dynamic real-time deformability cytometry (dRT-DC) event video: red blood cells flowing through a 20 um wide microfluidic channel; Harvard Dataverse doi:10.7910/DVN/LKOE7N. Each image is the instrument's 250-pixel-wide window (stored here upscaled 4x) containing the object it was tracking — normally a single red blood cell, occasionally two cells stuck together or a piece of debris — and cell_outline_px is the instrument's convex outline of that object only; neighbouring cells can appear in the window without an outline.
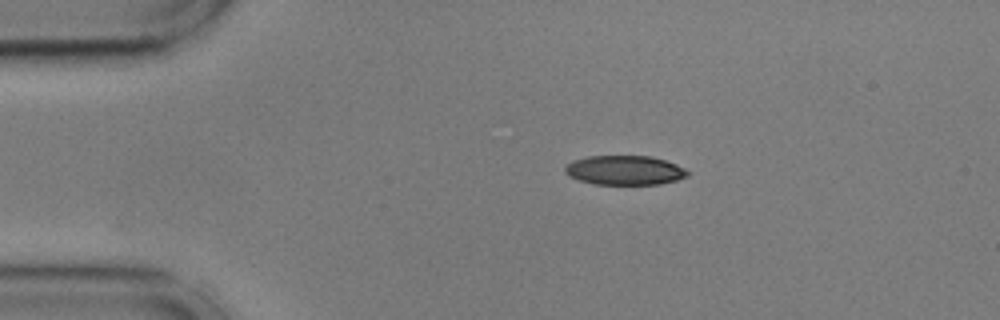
{"species": "common noctule bat (a hibernating species)", "species_latin": "Nyctalus noctula", "temperature_condition": "cold", "stored_images_in_passage": 27, "camera_frame_rate_fps": 3000, "um_per_image_px": 0.085, "animal": {"sex": "male", "body_mass_g": 17.9, "forearm_length_mm": 54.2}, "frame": {"image": 1, "passage_image": 1, "time_ms": 0.0, "image_size_px": [1000, 320], "cell_outline_px": [[688, 176], [676, 180], [660, 184], [596, 184], [580, 180], [564, 172], [564, 168], [572, 160], [588, 156], [648, 156], [664, 160], [676, 164], [684, 168], [688, 172]], "centroid_in_image_um": [53.1, 14.46], "position_along_channel_um": 31.9, "area_um2": 20.75}}
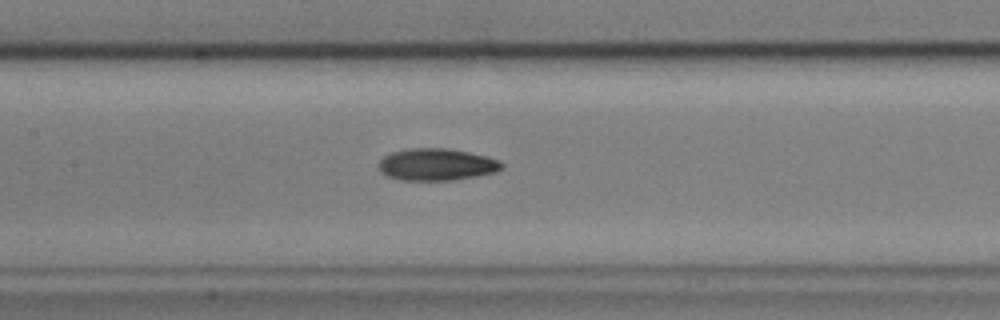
{"frame": {"image": 2, "passage_image": 16, "time_ms": 5.0, "image_size_px": [1000, 320], "cell_outline_px": [[504, 168], [496, 172], [476, 176], [452, 180], [400, 180], [388, 176], [380, 172], [380, 160], [384, 156], [392, 152], [408, 148], [444, 148], [468, 152], [488, 156], [500, 160], [504, 164]], "centroid_in_image_um": [37.15, 13.98], "position_along_channel_um": 170.3, "area_um2": 23.0}}
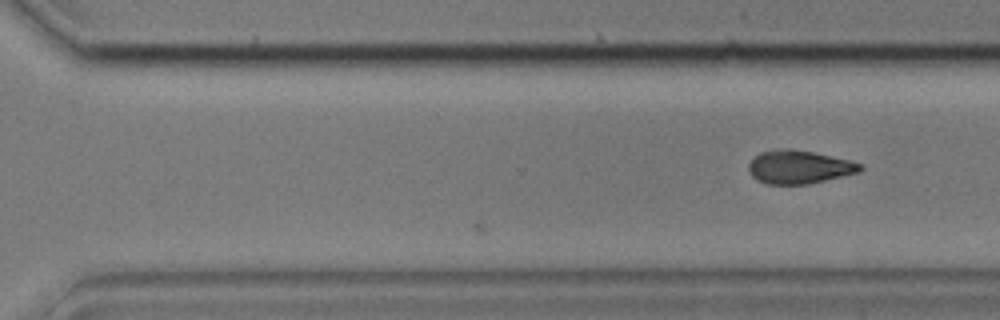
{"frame": {"image": 3, "passage_image": 27, "time_ms": 8.667, "image_size_px": [1000, 320], "cell_outline_px": [[864, 168], [860, 172], [808, 184], [768, 184], [756, 180], [748, 172], [748, 164], [760, 152], [788, 148], [812, 152], [848, 160], [860, 164]], "centroid_in_image_um": [67.9, 14.21], "position_along_channel_um": 302.7, "area_um2": 21.44}}